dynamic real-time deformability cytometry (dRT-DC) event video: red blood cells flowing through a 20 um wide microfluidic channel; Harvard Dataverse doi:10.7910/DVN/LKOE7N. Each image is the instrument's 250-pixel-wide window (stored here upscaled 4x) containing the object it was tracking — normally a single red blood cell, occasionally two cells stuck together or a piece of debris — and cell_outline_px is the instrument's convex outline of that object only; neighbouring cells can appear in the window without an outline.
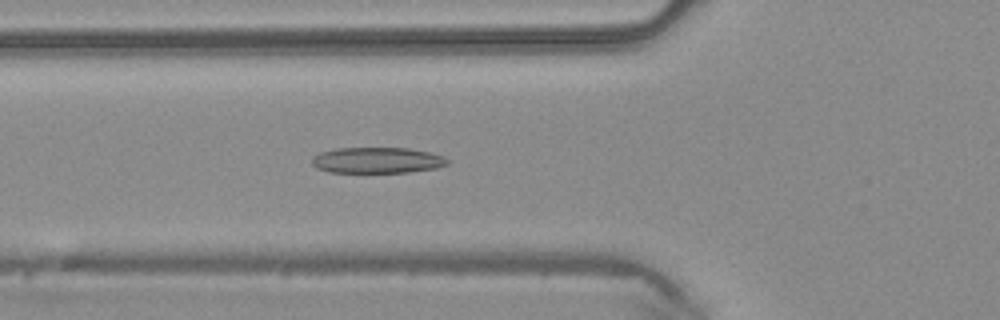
{"species": "common noctule bat (a hibernating species)", "species_latin": "Nyctalus noctula", "temperature_condition": "warm", "stored_images_in_passage": 40, "camera_frame_rate_fps": 3000, "um_per_image_px": 0.085, "animal": {"sex": "male", "body_mass_g": 20.4}, "frame": {"image": 1, "passage_image": 10, "time_ms": 3.0, "image_size_px": [1000, 320], "cell_outline_px": [[448, 164], [436, 168], [408, 172], [328, 172], [316, 168], [312, 164], [312, 156], [320, 152], [336, 148], [408, 148], [428, 152], [444, 156], [448, 160]], "centroid_in_image_um": [32.03, 13.62], "position_along_channel_um": 93.8, "area_um2": 20.46}}
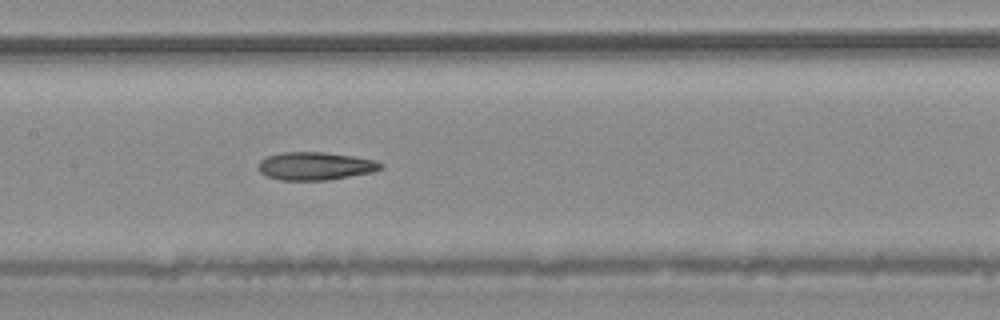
{"frame": {"image": 2, "passage_image": 16, "time_ms": 5.0, "image_size_px": [1000, 320], "cell_outline_px": [[384, 168], [372, 172], [324, 180], [280, 180], [268, 176], [260, 172], [256, 164], [260, 160], [268, 156], [280, 152], [324, 152], [352, 156], [372, 160], [384, 164]], "centroid_in_image_um": [26.76, 14.1], "position_along_channel_um": 180.6, "area_um2": 19.83}}
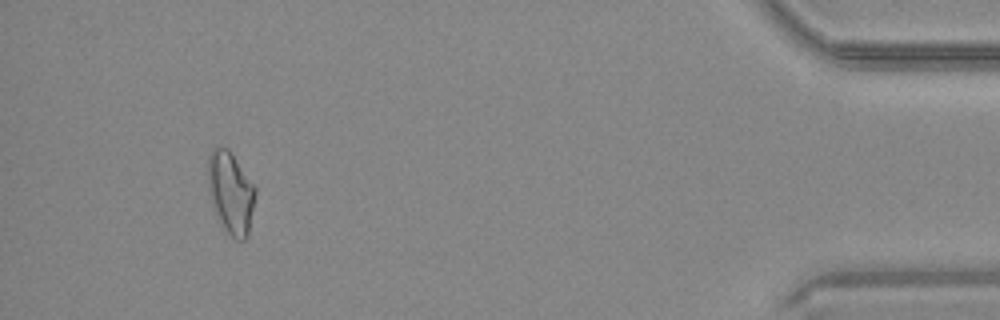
{"frame": {"image": 3, "passage_image": 37, "time_ms": 12.0, "image_size_px": [1000, 320], "cell_outline_px": [[256, 196], [248, 232], [244, 240], [236, 240], [224, 228], [212, 208], [208, 180], [208, 152], [212, 148], [228, 148], [256, 188]], "centroid_in_image_um": [19.6, 16.36], "position_along_channel_um": 415.6, "area_um2": 22.43}}